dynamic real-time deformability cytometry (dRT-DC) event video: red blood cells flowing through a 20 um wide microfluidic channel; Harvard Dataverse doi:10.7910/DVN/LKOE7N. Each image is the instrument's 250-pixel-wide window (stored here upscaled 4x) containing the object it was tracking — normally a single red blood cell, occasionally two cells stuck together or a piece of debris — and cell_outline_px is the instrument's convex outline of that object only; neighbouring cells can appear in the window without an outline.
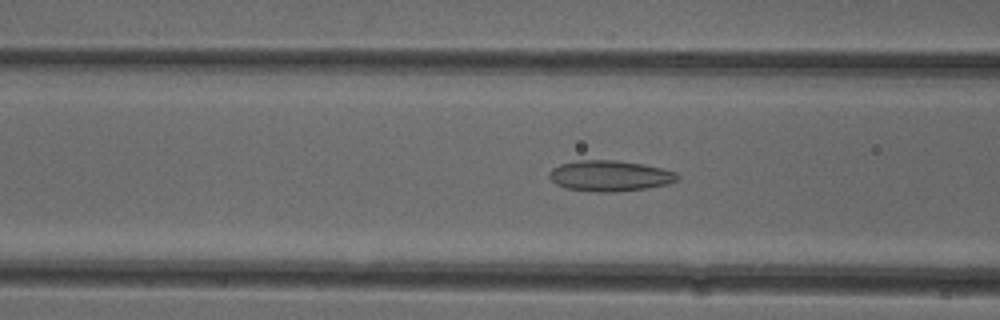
{"species": "common noctule bat (a hibernating species)", "species_latin": "Nyctalus noctula", "temperature_condition": "cold", "stored_images_in_passage": 47, "camera_frame_rate_fps": 3000, "um_per_image_px": 0.085, "animal": {"sex": "female"}, "frame": {"image": 1, "passage_image": 20, "time_ms": 6.333, "image_size_px": [1000, 320], "cell_outline_px": [[680, 180], [668, 184], [644, 188], [612, 192], [596, 192], [568, 188], [556, 184], [548, 176], [548, 172], [552, 168], [560, 164], [576, 160], [616, 160], [644, 164], [676, 172], [680, 176]], "centroid_in_image_um": [51.84, 14.93], "position_along_channel_um": 114.8, "area_um2": 23.0}}
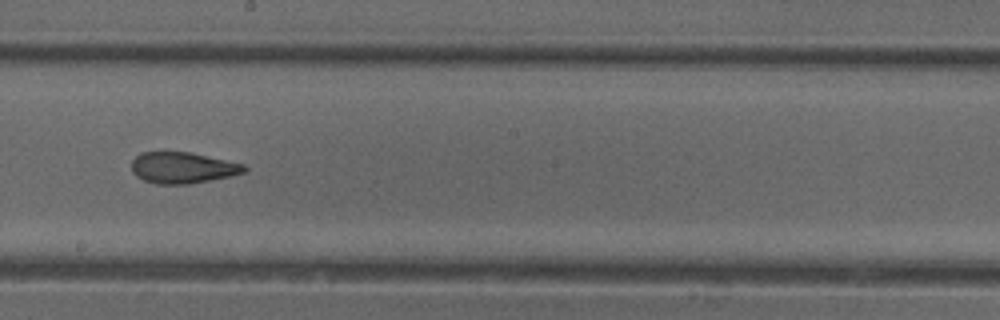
{"frame": {"image": 2, "passage_image": 29, "time_ms": 9.333, "image_size_px": [1000, 320], "cell_outline_px": [[248, 168], [244, 172], [232, 176], [212, 180], [188, 184], [156, 184], [144, 180], [136, 176], [132, 172], [132, 160], [140, 152], [192, 152], [244, 164]], "centroid_in_image_um": [15.53, 14.26], "position_along_channel_um": 232.7, "area_um2": 20.63}}
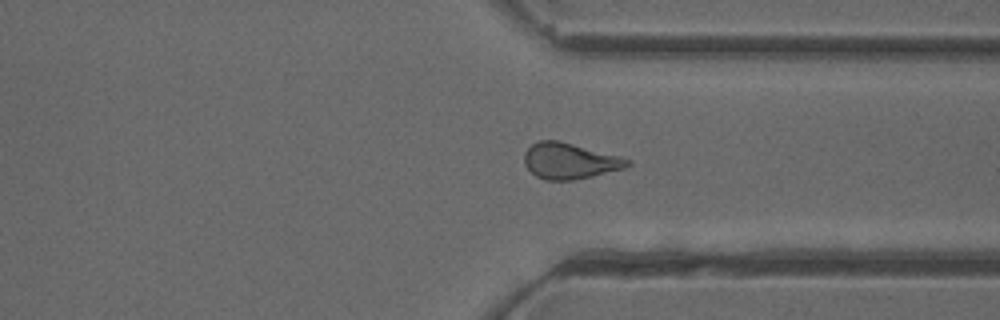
{"frame": {"image": 3, "passage_image": 39, "time_ms": 12.667, "image_size_px": [1000, 320], "cell_outline_px": [[632, 164], [624, 168], [592, 176], [572, 180], [544, 180], [536, 176], [524, 164], [524, 152], [532, 144], [540, 140], [560, 140], [620, 156], [632, 160]], "centroid_in_image_um": [48.43, 13.67], "position_along_channel_um": 363.0, "area_um2": 21.68}}